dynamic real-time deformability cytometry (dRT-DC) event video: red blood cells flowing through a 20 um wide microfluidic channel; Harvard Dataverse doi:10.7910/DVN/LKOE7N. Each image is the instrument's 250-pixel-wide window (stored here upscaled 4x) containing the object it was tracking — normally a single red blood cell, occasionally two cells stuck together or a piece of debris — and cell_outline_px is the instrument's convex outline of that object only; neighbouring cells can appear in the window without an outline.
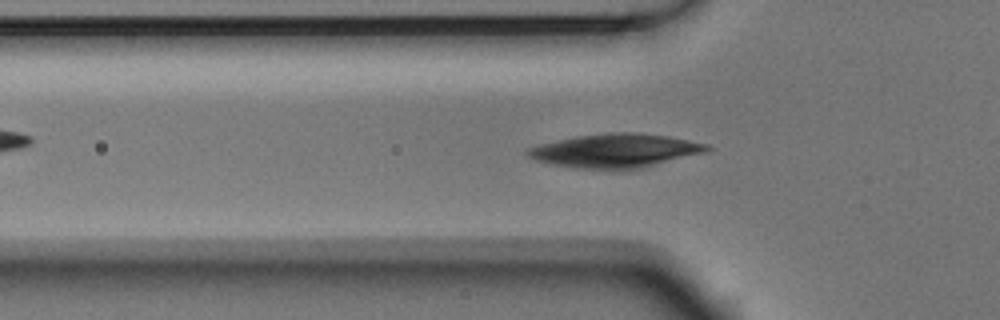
{"species": "Egyptian fruit bat (a non-hibernating species)", "species_latin": "Rousettus aegyptiacus", "temperature_condition": "room temperature", "stored_images_in_passage": 41, "camera_frame_rate_fps": 3000, "um_per_image_px": 0.085, "animal": {"sex": "male"}, "frame": {"image": 1, "passage_image": 11, "time_ms": 3.333, "image_size_px": [1000, 320], "cell_outline_px": [[712, 148], [708, 152], [644, 168], [624, 172], [612, 172], [572, 168], [552, 164], [536, 160], [528, 156], [524, 152], [528, 148], [540, 144], [576, 136], [608, 132], [636, 132], [668, 136], [708, 144]], "centroid_in_image_um": [52.34, 12.85], "position_along_channel_um": 73.5, "area_um2": 36.47}}
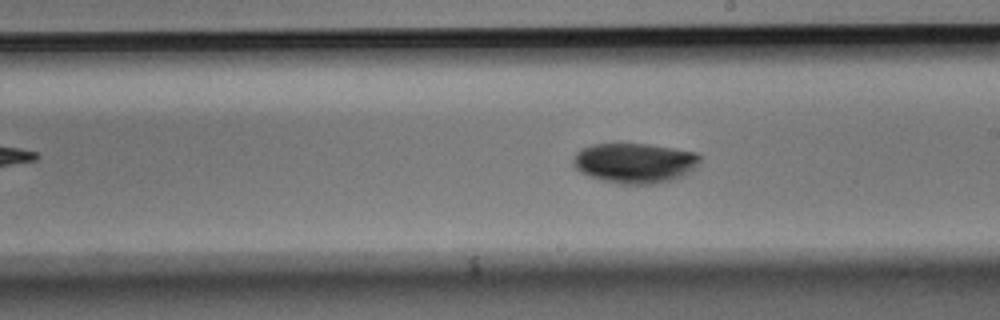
{"frame": {"image": 2, "passage_image": 24, "time_ms": 7.667, "image_size_px": [1000, 320], "cell_outline_px": [[700, 160], [696, 168], [684, 176], [672, 180], [656, 184], [620, 184], [588, 176], [580, 172], [572, 164], [572, 160], [576, 152], [580, 148], [592, 144], [648, 144], [696, 152], [700, 156]], "centroid_in_image_um": [53.95, 13.86], "position_along_channel_um": 235.1, "area_um2": 29.82}}
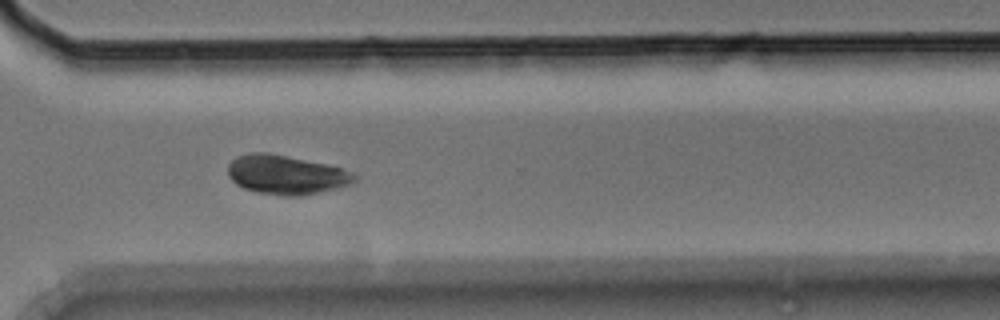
{"frame": {"image": 3, "passage_image": 33, "time_ms": 10.667, "image_size_px": [1000, 320], "cell_outline_px": [[360, 176], [352, 184], [336, 188], [300, 196], [284, 196], [256, 192], [244, 188], [236, 184], [228, 176], [228, 164], [236, 156], [252, 152], [268, 152], [328, 164], [352, 172]], "centroid_in_image_um": [24.32, 14.85], "position_along_channel_um": 346.3, "area_um2": 29.07}}